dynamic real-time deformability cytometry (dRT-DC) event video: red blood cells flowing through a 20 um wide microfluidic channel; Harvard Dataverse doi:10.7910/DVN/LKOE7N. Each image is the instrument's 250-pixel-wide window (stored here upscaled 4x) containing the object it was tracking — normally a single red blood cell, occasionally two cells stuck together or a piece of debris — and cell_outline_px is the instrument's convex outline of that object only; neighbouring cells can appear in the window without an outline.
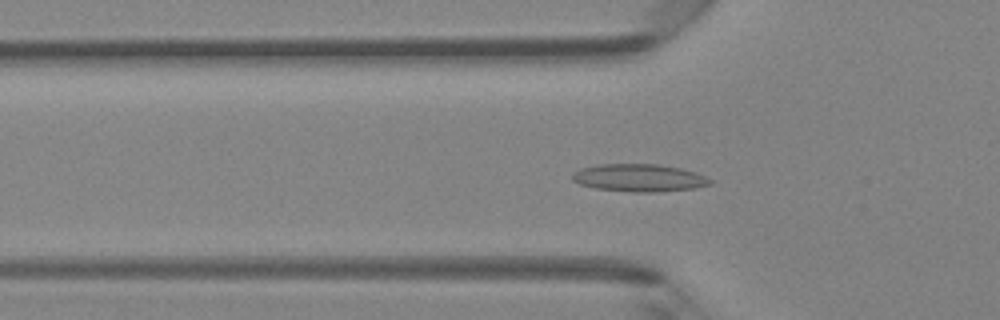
{"species": "Egyptian fruit bat (a non-hibernating species)", "species_latin": "Rousettus aegyptiacus", "temperature_condition": "room temperature", "stored_images_in_passage": 41, "camera_frame_rate_fps": 3000, "um_per_image_px": 0.085, "animal": {"sex": "female"}, "frame": {"image": 1, "passage_image": 8, "time_ms": 2.333, "image_size_px": [1000, 320], "cell_outline_px": [[712, 184], [692, 188], [656, 192], [632, 192], [596, 188], [580, 184], [572, 180], [572, 172], [580, 168], [600, 164], [656, 164], [680, 168], [696, 172], [712, 180]], "centroid_in_image_um": [54.3, 15.11], "position_along_channel_um": 71.5, "area_um2": 22.08}}
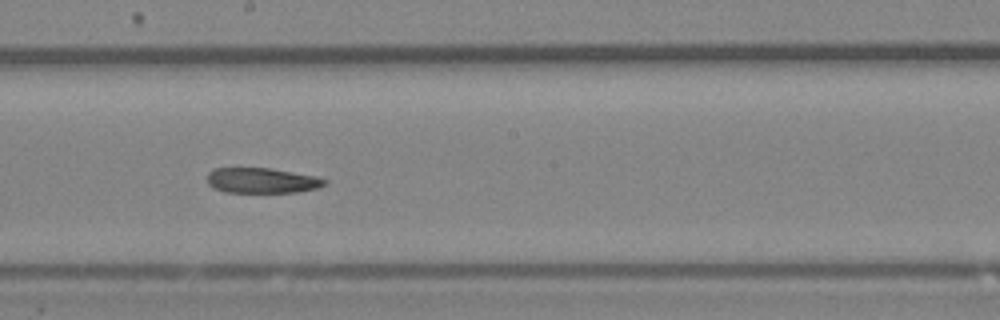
{"frame": {"image": 2, "passage_image": 19, "time_ms": 6.0, "image_size_px": [1000, 320], "cell_outline_px": [[328, 184], [320, 188], [296, 192], [224, 192], [212, 188], [208, 184], [208, 172], [216, 168], [272, 168], [316, 176], [328, 180]], "centroid_in_image_um": [22.3, 15.34], "position_along_channel_um": 225.9, "area_um2": 17.51}}
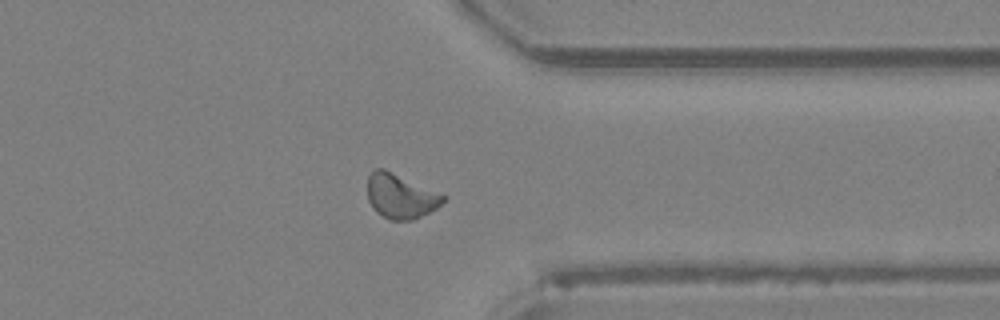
{"frame": {"image": 3, "passage_image": 30, "time_ms": 9.667, "image_size_px": [1000, 320], "cell_outline_px": [[448, 196], [436, 208], [412, 220], [388, 220], [376, 212], [372, 208], [368, 200], [368, 176], [376, 168], [384, 168]], "centroid_in_image_um": [34.03, 16.67], "position_along_channel_um": 377.4, "area_um2": 19.65}, "authors_computed_cell_mechanics": {"area_um2": 19.2474, "velocity_mm_per_s": 4.2199, "shape_relaxation_time_tau1_ms": 5.0247, "shape_relaxation_time_tau2_ms": null, "deformation_change_tau1": 0.1013, "deformation_change_tau2": null}}